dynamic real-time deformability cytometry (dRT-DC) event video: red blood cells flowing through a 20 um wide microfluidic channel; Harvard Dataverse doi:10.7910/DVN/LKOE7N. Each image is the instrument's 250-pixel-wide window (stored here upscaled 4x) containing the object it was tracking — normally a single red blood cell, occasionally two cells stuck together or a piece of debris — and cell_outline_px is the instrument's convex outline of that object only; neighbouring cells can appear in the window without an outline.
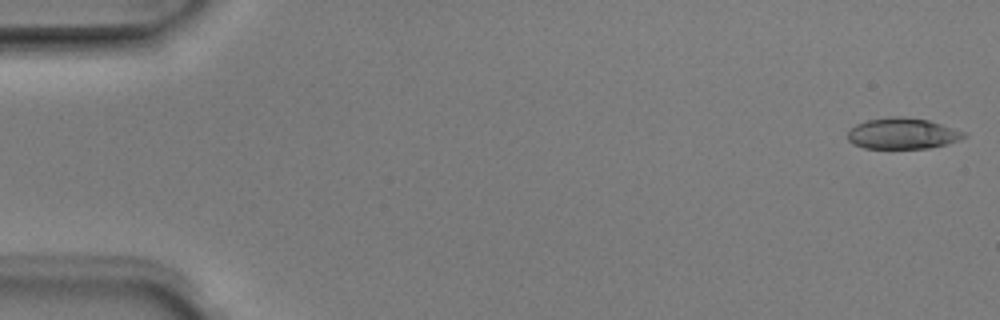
{"species": "Egyptian fruit bat (a non-hibernating species)", "species_latin": "Rousettus aegyptiacus", "temperature_condition": "room temperature", "stored_images_in_passage": 5, "camera_frame_rate_fps": 3000, "um_per_image_px": 0.085, "animal": {"sex": "male"}, "frame": {"image": 1, "passage_image": 1, "time_ms": 0.0, "image_size_px": [1000, 320], "cell_outline_px": [[968, 136], [944, 144], [928, 148], [864, 148], [852, 144], [848, 140], [848, 132], [856, 124], [868, 120], [892, 116], [904, 116], [928, 120], [964, 132]], "centroid_in_image_um": [76.67, 11.34], "position_along_channel_um": 8.3, "area_um2": 20.75}}
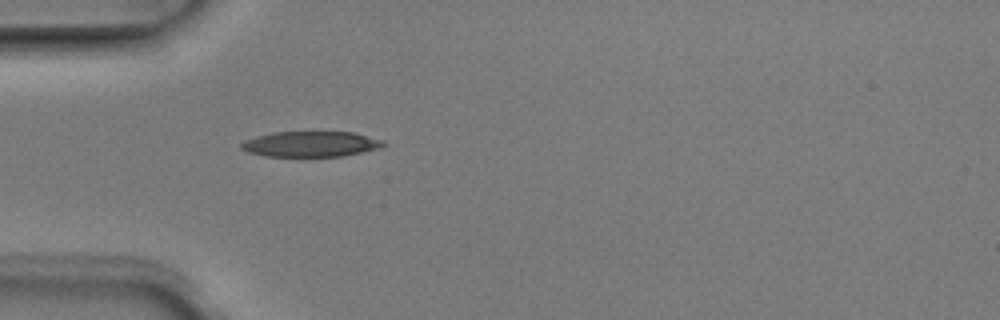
{"frame": {"image": 2, "passage_image": 5, "time_ms": 1.333, "image_size_px": [1000, 320], "cell_outline_px": [[388, 144], [380, 148], [344, 156], [264, 156], [248, 152], [240, 148], [240, 144], [256, 136], [272, 132], [352, 132], [384, 140]], "centroid_in_image_um": [26.45, 12.24], "position_along_channel_um": 58.6, "area_um2": 21.1}}